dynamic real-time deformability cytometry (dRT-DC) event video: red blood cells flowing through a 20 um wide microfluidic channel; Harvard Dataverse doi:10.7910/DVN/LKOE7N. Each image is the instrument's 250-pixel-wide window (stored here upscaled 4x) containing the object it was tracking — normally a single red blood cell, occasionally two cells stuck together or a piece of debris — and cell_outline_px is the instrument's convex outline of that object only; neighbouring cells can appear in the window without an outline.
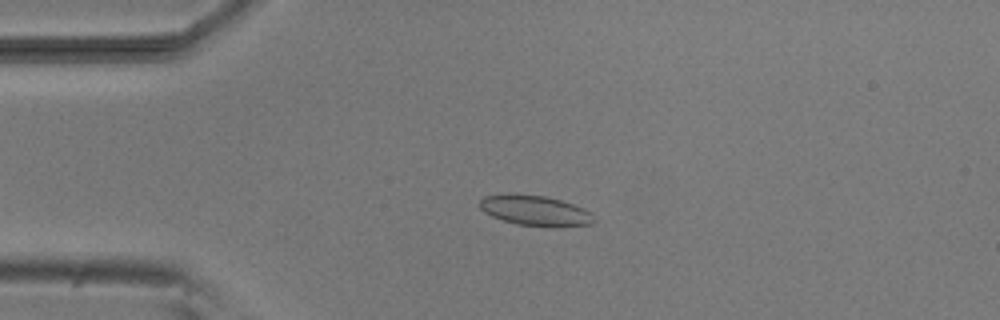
{"species": "common noctule bat (a hibernating species)", "species_latin": "Nyctalus noctula", "temperature_condition": "room temperature", "stored_images_in_passage": 5, "camera_frame_rate_fps": 3000, "um_per_image_px": 0.085, "animal": {"sex": "male", "body_mass_g": 20.5, "forearm_length_mm": 52.5}, "frame": {"image": 1, "passage_image": 4, "time_ms": 3.667, "image_size_px": [1000, 320], "cell_outline_px": [[596, 220], [592, 224], [552, 228], [516, 224], [492, 216], [484, 212], [480, 208], [480, 200], [484, 196], [504, 192], [516, 192], [544, 196], [560, 200], [584, 208]], "centroid_in_image_um": [45.45, 17.88], "position_along_channel_um": 39.5, "area_um2": 20.63}}